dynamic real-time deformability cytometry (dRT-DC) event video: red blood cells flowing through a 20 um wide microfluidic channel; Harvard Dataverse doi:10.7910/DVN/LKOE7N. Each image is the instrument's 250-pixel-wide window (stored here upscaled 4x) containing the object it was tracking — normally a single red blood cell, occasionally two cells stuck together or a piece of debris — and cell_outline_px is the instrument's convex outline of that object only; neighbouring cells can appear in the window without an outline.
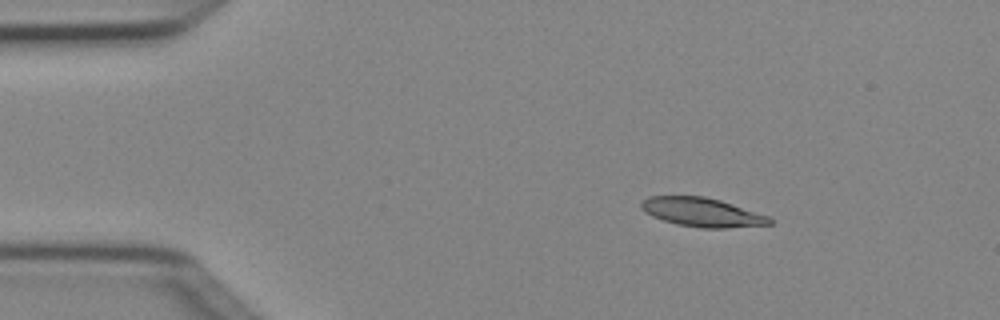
{"species": "Egyptian fruit bat (a non-hibernating species)", "species_latin": "Rousettus aegyptiacus", "temperature_condition": "cold", "stored_images_in_passage": 5, "camera_frame_rate_fps": 3000, "um_per_image_px": 0.085, "animal": {"sex": "female"}, "frame": {"image": 1, "passage_image": 3, "time_ms": 0.667, "image_size_px": [1000, 320], "cell_outline_px": [[772, 224], [724, 228], [700, 228], [676, 224], [652, 216], [644, 212], [640, 208], [640, 204], [648, 196], [704, 196], [720, 200], [768, 216], [772, 220]], "centroid_in_image_um": [59.64, 18.04], "position_along_channel_um": 25.4, "area_um2": 21.5}}
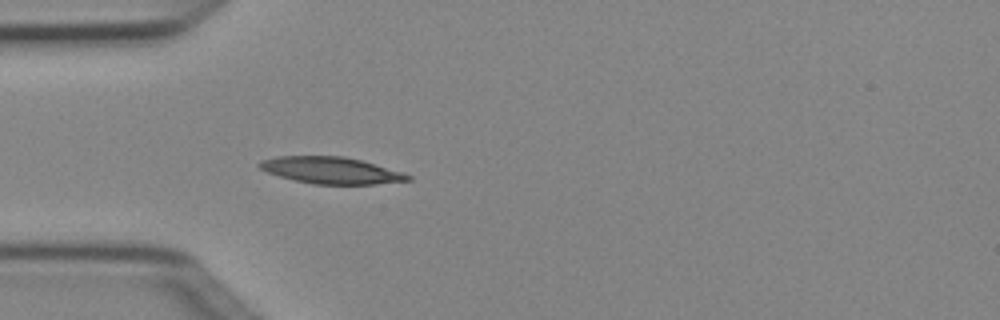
{"frame": {"image": 2, "passage_image": 5, "time_ms": 1.333, "image_size_px": [1000, 320], "cell_outline_px": [[412, 180], [376, 184], [312, 184], [280, 176], [268, 172], [260, 168], [256, 164], [260, 160], [276, 156], [344, 156], [360, 160], [404, 172], [412, 176]], "centroid_in_image_um": [28.15, 14.47], "position_along_channel_um": 56.8, "area_um2": 23.06}}